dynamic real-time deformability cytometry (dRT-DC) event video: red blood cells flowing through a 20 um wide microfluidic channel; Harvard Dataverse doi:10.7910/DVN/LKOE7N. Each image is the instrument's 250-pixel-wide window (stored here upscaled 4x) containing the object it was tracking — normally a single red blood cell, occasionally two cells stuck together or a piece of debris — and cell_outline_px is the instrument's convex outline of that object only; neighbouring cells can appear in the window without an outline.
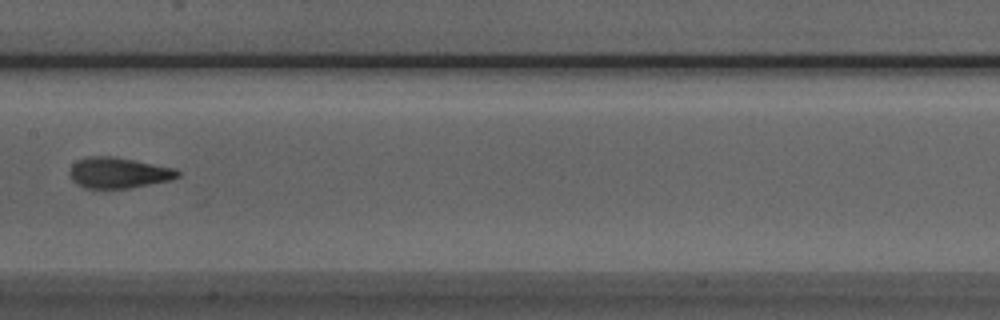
{"species": "Egyptian fruit bat (a non-hibernating species)", "species_latin": "Rousettus aegyptiacus", "temperature_condition": "room temperature", "stored_images_in_passage": 8, "camera_frame_rate_fps": 3000, "um_per_image_px": 0.085, "animal": {"sex": "male"}, "frame": {"image": 1, "passage_image": 7, "time_ms": 8.0, "image_size_px": [1000, 320], "cell_outline_px": [[180, 176], [172, 180], [128, 188], [84, 188], [76, 184], [72, 180], [68, 172], [72, 164], [76, 160], [88, 156], [112, 156], [176, 168], [180, 172]], "centroid_in_image_um": [10.05, 14.68], "position_along_channel_um": 197.3, "area_um2": 19.54}}
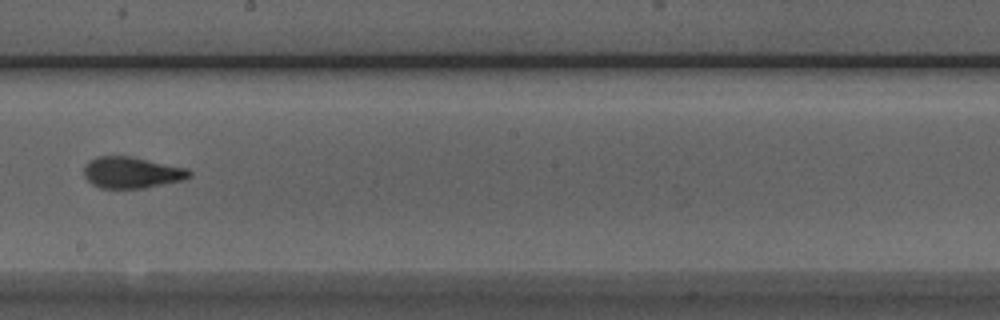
{"frame": {"image": 2, "passage_image": 8, "time_ms": 9.0, "image_size_px": [1000, 320], "cell_outline_px": [[192, 176], [184, 180], [144, 188], [100, 188], [92, 184], [84, 176], [84, 168], [88, 160], [96, 156], [132, 156], [188, 168], [192, 172]], "centroid_in_image_um": [11.22, 14.66], "position_along_channel_um": 237.0, "area_um2": 19.48}}